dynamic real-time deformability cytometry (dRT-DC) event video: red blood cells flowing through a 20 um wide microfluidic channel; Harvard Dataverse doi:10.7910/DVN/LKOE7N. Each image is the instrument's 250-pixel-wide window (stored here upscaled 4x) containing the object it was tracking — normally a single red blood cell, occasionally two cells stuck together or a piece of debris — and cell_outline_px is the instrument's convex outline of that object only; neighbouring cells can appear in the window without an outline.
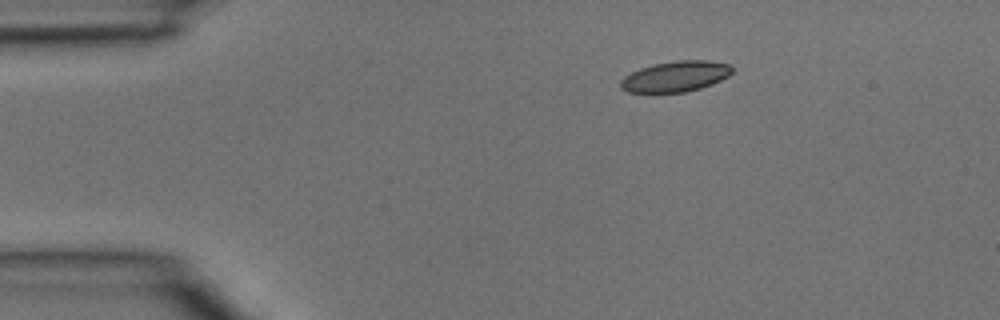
{"species": "common noctule bat (a hibernating species)", "species_latin": "Nyctalus noctula", "temperature_condition": "room temperature", "stored_images_in_passage": 2, "camera_frame_rate_fps": 3000, "um_per_image_px": 0.085, "animal": {"sex": "male", "body_mass_g": 15.6}, "frame": {"image": 1, "passage_image": 1, "time_ms": 0.0, "image_size_px": [1000, 320], "cell_outline_px": [[732, 72], [728, 76], [712, 84], [700, 88], [684, 92], [628, 92], [620, 88], [620, 80], [624, 76], [640, 68], [652, 64], [676, 60], [708, 60], [732, 64]], "centroid_in_image_um": [57.42, 6.48], "position_along_channel_um": 27.6, "area_um2": 20.0}}